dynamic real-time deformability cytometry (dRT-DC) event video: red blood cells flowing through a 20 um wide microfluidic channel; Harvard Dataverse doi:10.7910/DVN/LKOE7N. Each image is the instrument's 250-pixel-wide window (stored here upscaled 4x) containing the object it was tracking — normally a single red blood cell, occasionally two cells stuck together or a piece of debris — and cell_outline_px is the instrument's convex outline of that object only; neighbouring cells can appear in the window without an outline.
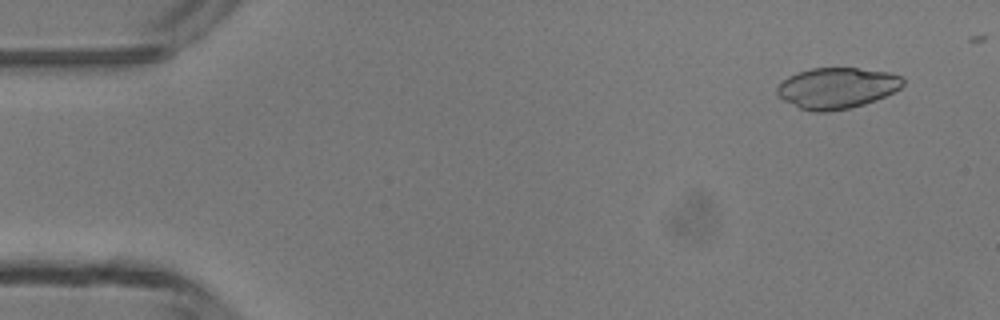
{"species": "common noctule bat (a hibernating species)", "species_latin": "Nyctalus noctula", "temperature_condition": "room temperature", "stored_images_in_passage": 4, "camera_frame_rate_fps": 3000, "um_per_image_px": 0.085, "animal": {"sex": "male", "body_mass_g": 13.3}, "frame": {"image": 1, "passage_image": 1, "time_ms": 0.0, "image_size_px": [1000, 320], "cell_outline_px": [[904, 84], [900, 88], [876, 100], [864, 104], [848, 108], [824, 112], [816, 112], [800, 108], [784, 100], [776, 92], [776, 88], [788, 76], [796, 72], [812, 68], [856, 68], [888, 72], [900, 76], [904, 80]], "centroid_in_image_um": [71.13, 7.47], "position_along_channel_um": 13.9, "area_um2": 29.77}}